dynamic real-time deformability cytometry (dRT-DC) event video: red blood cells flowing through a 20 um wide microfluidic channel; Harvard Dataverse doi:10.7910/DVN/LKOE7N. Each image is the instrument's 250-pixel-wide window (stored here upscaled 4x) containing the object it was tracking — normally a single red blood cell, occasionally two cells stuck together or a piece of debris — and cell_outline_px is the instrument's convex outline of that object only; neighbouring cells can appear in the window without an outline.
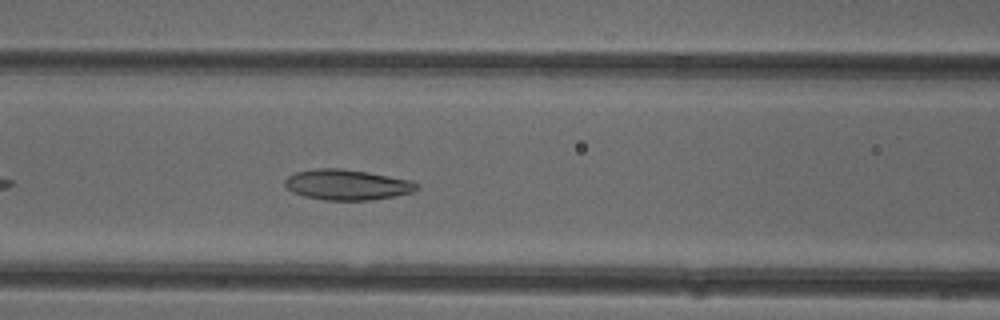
{"species": "common noctule bat (a hibernating species)", "species_latin": "Nyctalus noctula", "temperature_condition": "cold", "stored_images_in_passage": 40, "camera_frame_rate_fps": 3000, "um_per_image_px": 0.085, "animal": {"sex": "female"}, "frame": {"image": 1, "passage_image": 10, "time_ms": 3.0, "image_size_px": [1000, 320], "cell_outline_px": [[420, 188], [412, 192], [396, 196], [372, 200], [324, 200], [304, 196], [292, 192], [284, 184], [284, 180], [288, 176], [296, 172], [312, 168], [344, 168], [368, 172], [412, 180]], "centroid_in_image_um": [29.5, 15.69], "position_along_channel_um": 137.1, "area_um2": 23.64}}
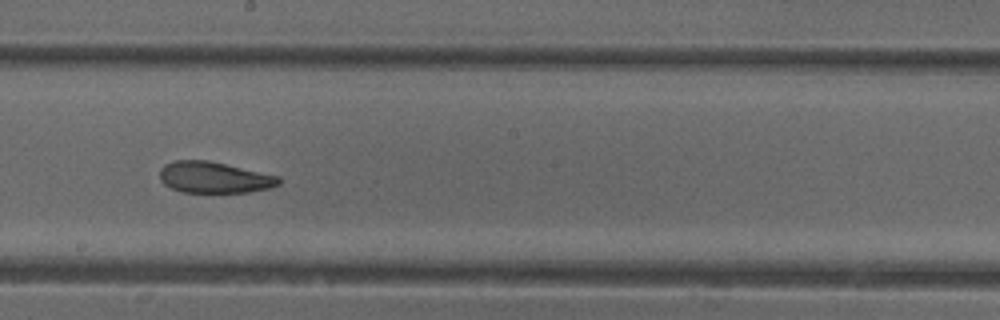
{"frame": {"image": 2, "passage_image": 17, "time_ms": 5.333, "image_size_px": [1000, 320], "cell_outline_px": [[280, 184], [268, 188], [248, 192], [180, 192], [164, 184], [160, 180], [160, 168], [164, 164], [176, 160], [208, 160], [280, 176]], "centroid_in_image_um": [18.19, 15.07], "position_along_channel_um": 230.0, "area_um2": 21.68}}
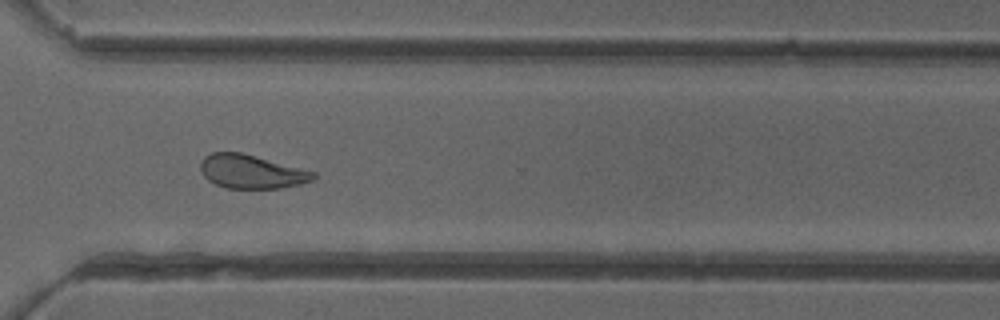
{"frame": {"image": 3, "passage_image": 26, "time_ms": 8.333, "image_size_px": [1000, 320], "cell_outline_px": [[316, 176], [312, 180], [300, 184], [280, 188], [228, 188], [216, 184], [208, 180], [204, 176], [200, 168], [200, 164], [204, 156], [212, 152], [240, 152], [316, 172]], "centroid_in_image_um": [21.36, 14.58], "position_along_channel_um": 349.2, "area_um2": 21.96}, "authors_computed_cell_mechanics": {"area_um2": 23.1778, "velocity_mm_per_s": 3.9865, "shape_relaxation_time_tau1_ms": 6.3144, "shape_relaxation_time_tau2_ms": 4.0162, "deformation_change_tau1": 0.1604, "deformation_change_tau2": 0.12}}